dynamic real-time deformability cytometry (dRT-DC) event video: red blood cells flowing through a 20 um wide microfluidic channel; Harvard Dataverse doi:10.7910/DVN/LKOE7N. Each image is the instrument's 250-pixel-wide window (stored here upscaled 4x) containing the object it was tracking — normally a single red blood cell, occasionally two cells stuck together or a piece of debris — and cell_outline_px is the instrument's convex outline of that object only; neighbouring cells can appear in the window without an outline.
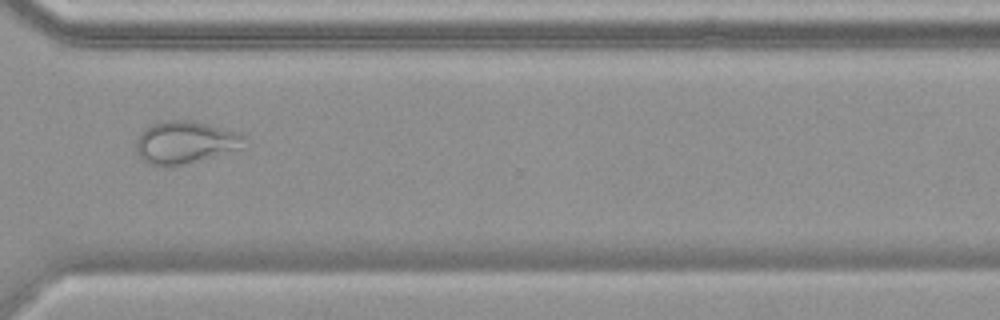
{"species": "common noctule bat (a hibernating species)", "species_latin": "Nyctalus noctula", "temperature_condition": "warm", "stored_images_in_passage": 53, "camera_frame_rate_fps": 3000, "um_per_image_px": 0.085, "animal": {"sex": "female", "body_mass_g": 19.9}, "frame": {"image": 1, "passage_image": 41, "time_ms": 13.333, "image_size_px": [1000, 320], "cell_outline_px": [[244, 148], [172, 168], [156, 168], [148, 164], [136, 152], [136, 140], [140, 132], [152, 124], [164, 120], [196, 120], [236, 132], [244, 136]], "centroid_in_image_um": [15.7, 12.13], "position_along_channel_um": 354.9, "area_um2": 27.4}}
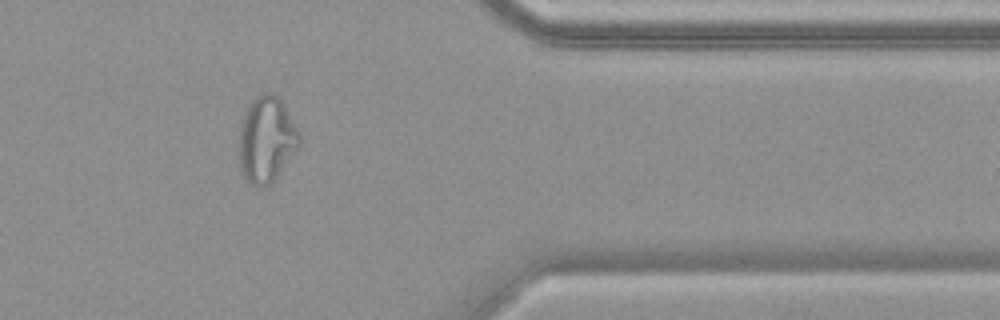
{"frame": {"image": 2, "passage_image": 45, "time_ms": 14.667, "image_size_px": [1000, 320], "cell_outline_px": [[300, 144], [276, 180], [272, 184], [264, 188], [256, 188], [244, 180], [240, 168], [240, 128], [244, 112], [252, 100], [256, 96], [264, 92], [276, 92], [280, 96], [300, 136]], "centroid_in_image_um": [22.65, 11.89], "position_along_channel_um": 388.8, "area_um2": 30.63}}
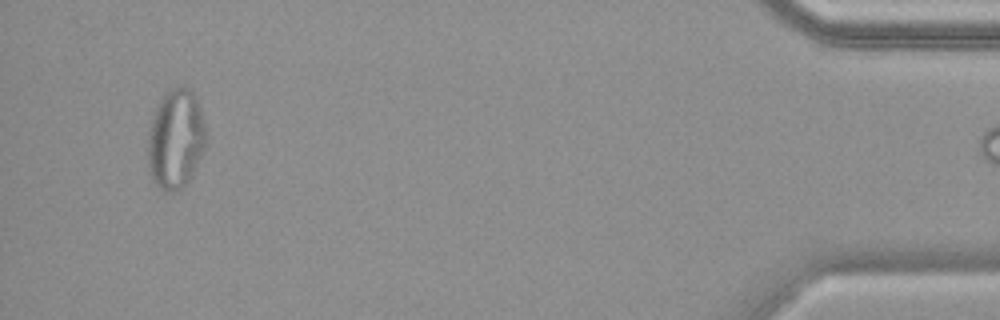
{"frame": {"image": 3, "passage_image": 52, "time_ms": 17.0, "image_size_px": [1000, 320], "cell_outline_px": [[208, 136], [204, 148], [188, 180], [176, 192], [164, 192], [152, 180], [148, 168], [148, 132], [156, 108], [160, 100], [168, 88], [192, 88], [200, 108], [208, 132]], "centroid_in_image_um": [14.94, 11.81], "position_along_channel_um": 420.3, "area_um2": 33.76}}